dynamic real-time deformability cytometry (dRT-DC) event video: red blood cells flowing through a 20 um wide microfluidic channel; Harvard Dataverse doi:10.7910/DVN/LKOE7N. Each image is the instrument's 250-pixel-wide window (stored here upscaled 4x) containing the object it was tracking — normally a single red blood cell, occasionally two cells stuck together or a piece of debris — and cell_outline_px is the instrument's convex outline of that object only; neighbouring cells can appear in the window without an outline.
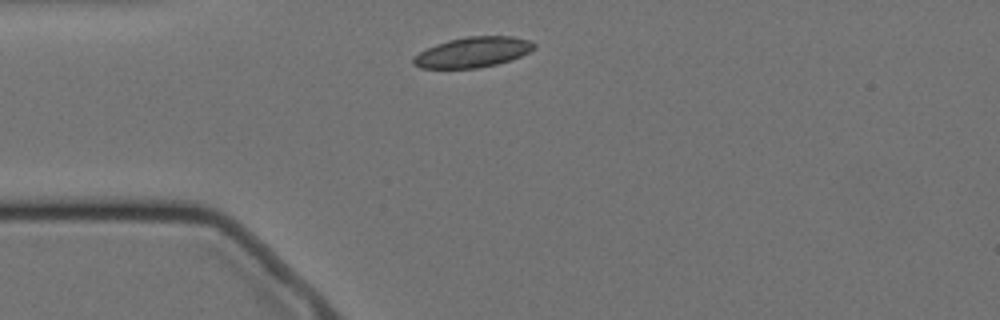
{"species": "Egyptian fruit bat (a non-hibernating species)", "species_latin": "Rousettus aegyptiacus", "temperature_condition": "cold", "stored_images_in_passage": 1, "camera_frame_rate_fps": 3000, "um_per_image_px": 0.085, "animal": {"sex": "female"}, "frame": {"image": 1, "passage_image": 1, "time_ms": 0.0, "image_size_px": [1000, 320], "cell_outline_px": [[536, 48], [520, 56], [496, 64], [476, 68], [420, 68], [412, 64], [412, 60], [420, 52], [436, 44], [448, 40], [468, 36], [512, 36], [532, 40], [536, 44]], "centroid_in_image_um": [40.21, 4.42], "position_along_channel_um": 44.8, "area_um2": 21.21}}